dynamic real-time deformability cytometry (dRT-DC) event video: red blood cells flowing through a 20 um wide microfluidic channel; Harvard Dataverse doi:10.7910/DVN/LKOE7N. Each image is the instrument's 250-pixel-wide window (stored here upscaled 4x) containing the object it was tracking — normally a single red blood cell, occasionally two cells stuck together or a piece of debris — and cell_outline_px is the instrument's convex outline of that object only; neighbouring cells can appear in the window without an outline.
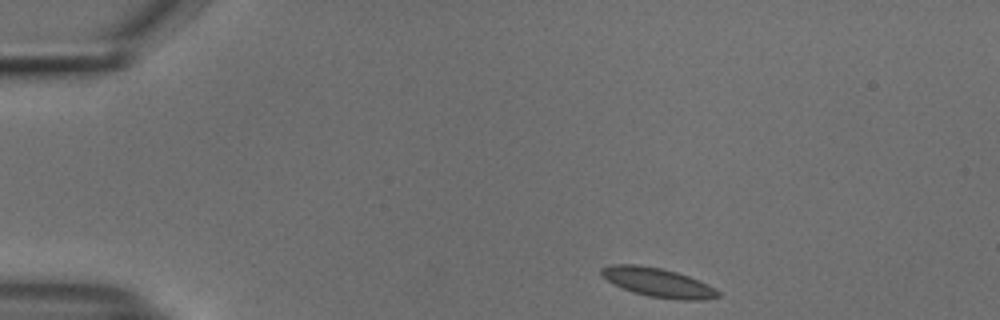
{"species": "common noctule bat (a hibernating species)", "species_latin": "Nyctalus noctula", "temperature_condition": "cold", "stored_images_in_passage": 46, "camera_frame_rate_fps": 3000, "um_per_image_px": 0.085, "animal": {"sex": "male", "body_mass_g": 18.8}, "frame": {"image": 1, "passage_image": 1, "time_ms": 0.0, "image_size_px": [1000, 320], "cell_outline_px": [[720, 296], [704, 300], [680, 300], [648, 296], [632, 292], [600, 276], [600, 268], [612, 264], [636, 264], [664, 268], [688, 276], [708, 284], [720, 292]], "centroid_in_image_um": [55.92, 24.0], "position_along_channel_um": 29.1, "area_um2": 19.77}}
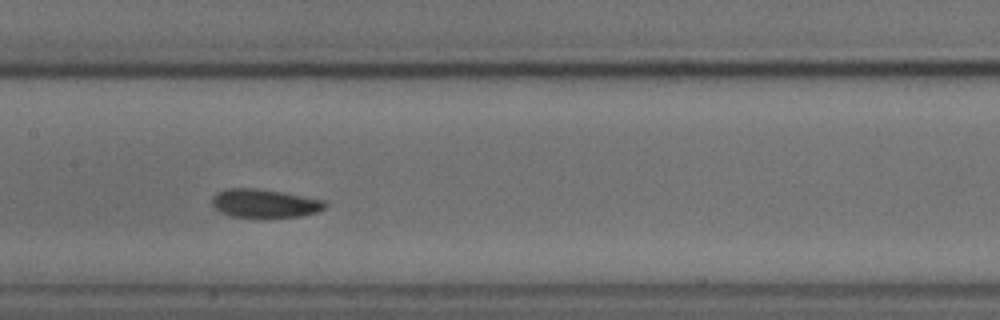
{"frame": {"image": 2, "passage_image": 19, "time_ms": 6.0, "image_size_px": [1000, 320], "cell_outline_px": [[328, 204], [324, 208], [316, 212], [300, 216], [232, 216], [220, 212], [212, 204], [212, 196], [216, 192], [228, 188], [256, 188], [304, 196], [324, 200]], "centroid_in_image_um": [22.47, 17.26], "position_along_channel_um": 184.9, "area_um2": 18.38}}
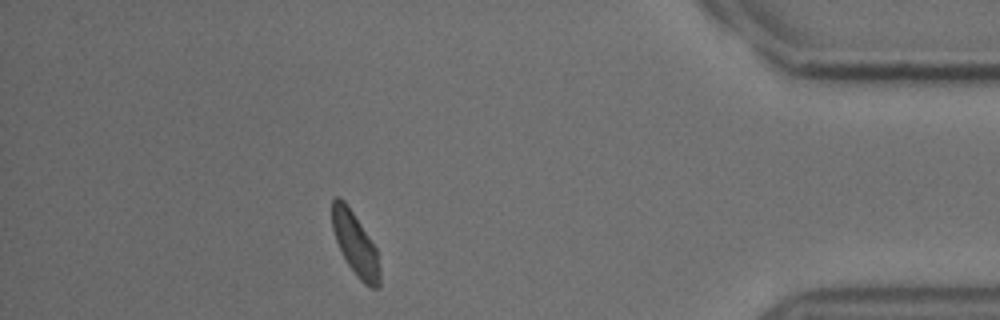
{"frame": {"image": 3, "passage_image": 40, "time_ms": 13.0, "image_size_px": [1000, 320], "cell_outline_px": [[380, 288], [372, 288], [364, 284], [356, 276], [348, 264], [336, 240], [332, 228], [332, 200], [336, 196], [340, 196], [344, 200], [376, 248], [380, 268]], "centroid_in_image_um": [30.21, 20.76], "position_along_channel_um": 405.0, "area_um2": 17.22}, "authors_computed_cell_mechanics": {"area_um2": 18.6116, "velocity_mm_per_s": 3.7166, "shape_relaxation_time_tau1_ms": 4.3244, "shape_relaxation_time_tau2_ms": 1.5818, "deformation_change_tau1": 0.0691, "deformation_change_tau2": 0.0377}}